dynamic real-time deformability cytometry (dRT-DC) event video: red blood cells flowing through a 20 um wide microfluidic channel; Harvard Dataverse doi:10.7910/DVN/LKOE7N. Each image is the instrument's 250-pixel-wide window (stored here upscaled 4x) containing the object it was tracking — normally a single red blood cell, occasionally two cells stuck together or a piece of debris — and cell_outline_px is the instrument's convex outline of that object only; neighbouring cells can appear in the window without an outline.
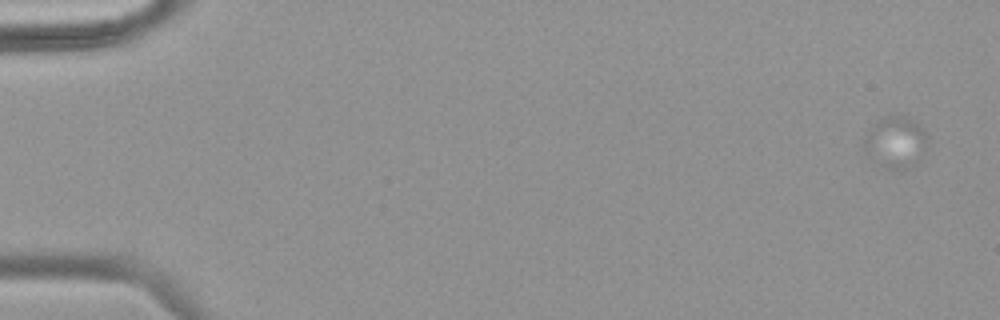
{"species": "common noctule bat (a hibernating species)", "species_latin": "Nyctalus noctula", "temperature_condition": "warm", "stored_images_in_passage": 19, "camera_frame_rate_fps": 3000, "um_per_image_px": 0.085, "animal": {"sex": "female", "body_mass_g": 18.4}, "frame": {"image": 1, "passage_image": 4, "time_ms": 1.0, "image_size_px": [1000, 320], "cell_outline_px": [[928, 140], [924, 152], [916, 164], [908, 168], [884, 168], [872, 160], [864, 148], [864, 140], [868, 132], [884, 116], [908, 116], [920, 124], [924, 128], [928, 136]], "centroid_in_image_um": [76.18, 12.09], "position_along_channel_um": 8.8, "area_um2": 18.96}}
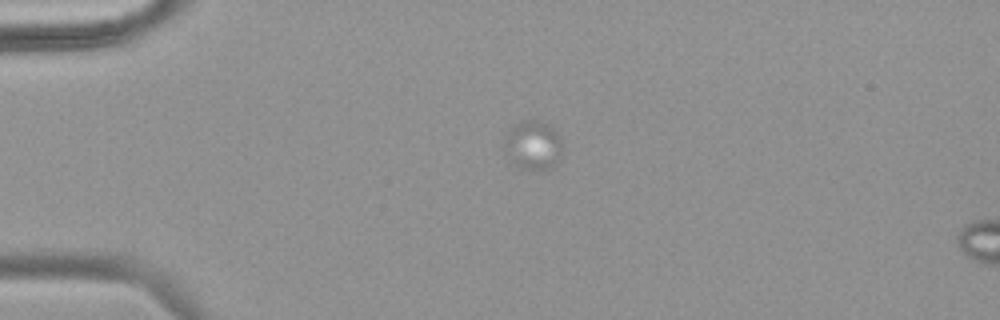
{"frame": {"image": 2, "passage_image": 15, "time_ms": 4.667, "image_size_px": [1000, 320], "cell_outline_px": [[564, 148], [560, 156], [552, 168], [520, 168], [508, 160], [500, 144], [508, 132], [516, 124], [524, 120], [536, 120], [548, 124], [560, 136], [564, 144]], "centroid_in_image_um": [45.28, 12.34], "position_along_channel_um": 39.7, "area_um2": 16.88}}